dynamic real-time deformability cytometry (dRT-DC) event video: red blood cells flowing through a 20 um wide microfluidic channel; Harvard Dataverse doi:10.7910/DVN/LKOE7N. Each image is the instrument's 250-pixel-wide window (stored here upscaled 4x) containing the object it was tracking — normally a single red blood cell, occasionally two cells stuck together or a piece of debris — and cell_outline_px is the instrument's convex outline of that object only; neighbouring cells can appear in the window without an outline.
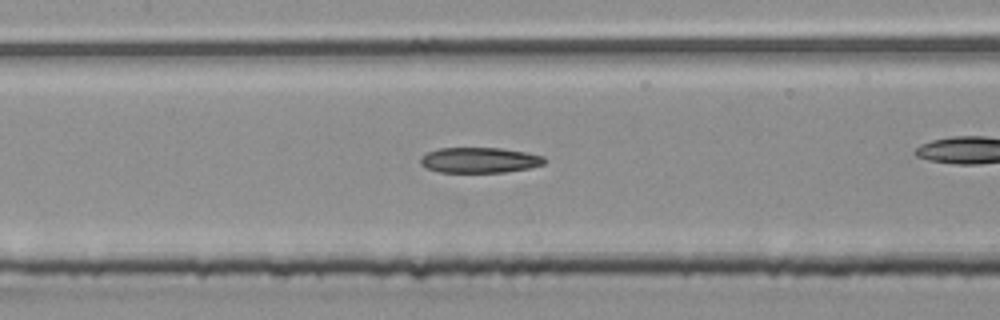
{"species": "common noctule bat (a hibernating species)", "species_latin": "Nyctalus noctula", "temperature_condition": "room temperature", "stored_images_in_passage": 30, "camera_frame_rate_fps": 3000, "um_per_image_px": 0.085, "animal": {"sex": "male", "body_mass_g": 20.4}, "frame": {"image": 1, "passage_image": 13, "time_ms": 4.0, "image_size_px": [1000, 320], "cell_outline_px": [[544, 164], [532, 168], [504, 172], [440, 172], [428, 168], [420, 164], [420, 156], [436, 148], [500, 148], [524, 152], [544, 156]], "centroid_in_image_um": [40.75, 13.61], "position_along_channel_um": 166.7, "area_um2": 18.38}}